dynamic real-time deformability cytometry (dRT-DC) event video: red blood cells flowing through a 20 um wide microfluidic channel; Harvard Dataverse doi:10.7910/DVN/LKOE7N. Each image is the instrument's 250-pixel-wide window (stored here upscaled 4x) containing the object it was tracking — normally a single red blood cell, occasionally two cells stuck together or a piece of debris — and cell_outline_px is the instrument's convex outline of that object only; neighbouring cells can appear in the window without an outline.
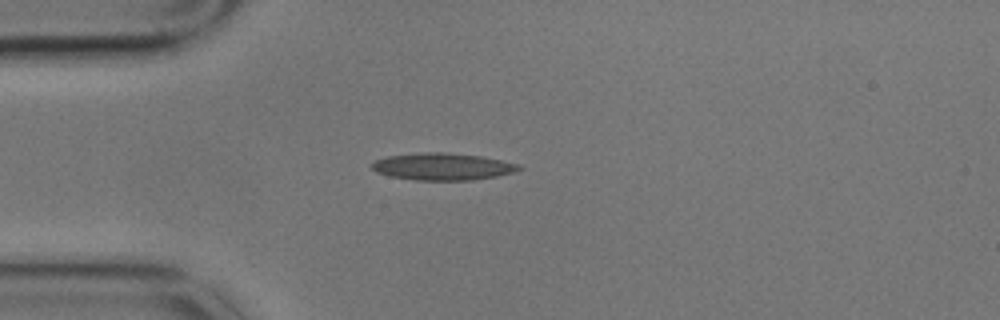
{"species": "common noctule bat (a hibernating species)", "species_latin": "Nyctalus noctula", "temperature_condition": "cold", "stored_images_in_passage": 1, "camera_frame_rate_fps": 3000, "um_per_image_px": 0.085, "animal": {"sex": "male", "body_mass_g": 17.9}, "frame": {"image": 1, "passage_image": 1, "time_ms": 0.0, "image_size_px": [1000, 320], "cell_outline_px": [[524, 168], [512, 172], [496, 176], [472, 180], [416, 180], [388, 176], [376, 172], [372, 168], [372, 164], [376, 160], [388, 156], [424, 152], [444, 152], [480, 156], [520, 164]], "centroid_in_image_um": [37.62, 14.16], "position_along_channel_um": 47.4, "area_um2": 23.06}}